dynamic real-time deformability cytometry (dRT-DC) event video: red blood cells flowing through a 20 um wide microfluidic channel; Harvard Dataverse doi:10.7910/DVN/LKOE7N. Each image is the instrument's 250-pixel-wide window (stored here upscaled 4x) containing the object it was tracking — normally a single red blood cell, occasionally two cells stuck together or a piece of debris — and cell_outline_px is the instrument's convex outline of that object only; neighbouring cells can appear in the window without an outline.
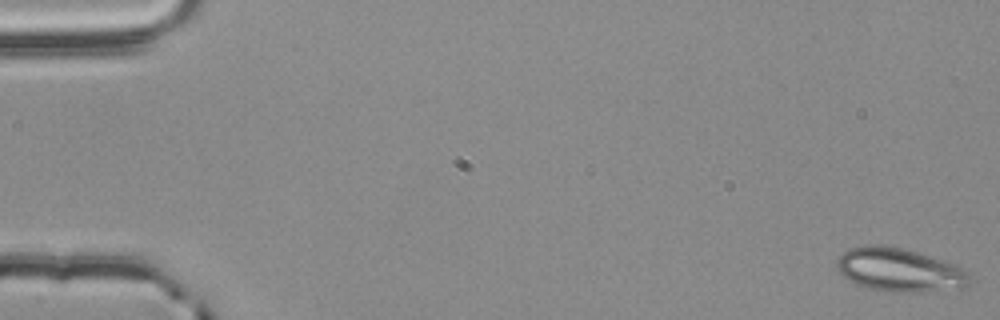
{"species": "common noctule bat (a hibernating species)", "species_latin": "Nyctalus noctula", "temperature_condition": "room temperature", "stored_images_in_passage": 56, "camera_frame_rate_fps": 3000, "um_per_image_px": 0.085, "animal": {"sex": "male", "body_mass_g": 20.4}, "frame": {"image": 1, "passage_image": 1, "time_ms": 0.0, "image_size_px": [1000, 320], "cell_outline_px": [[972, 280], [964, 288], [924, 292], [892, 292], [864, 288], [848, 280], [836, 268], [836, 260], [848, 248], [872, 244], [876, 244], [900, 248], [916, 252], [944, 260], [956, 264], [964, 268], [972, 276]], "centroid_in_image_um": [76.48, 22.96], "position_along_channel_um": 8.5, "area_um2": 34.1}}
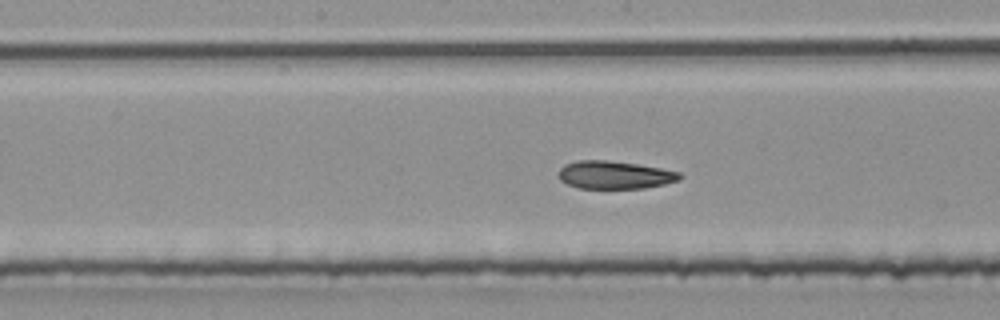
{"frame": {"image": 2, "passage_image": 29, "time_ms": 9.333, "image_size_px": [1000, 320], "cell_outline_px": [[684, 176], [680, 180], [664, 184], [644, 188], [580, 188], [568, 184], [560, 180], [556, 172], [564, 164], [576, 160], [608, 160], [636, 164], [660, 168], [680, 172]], "centroid_in_image_um": [52.23, 14.86], "position_along_channel_um": 196.0, "area_um2": 19.83}}
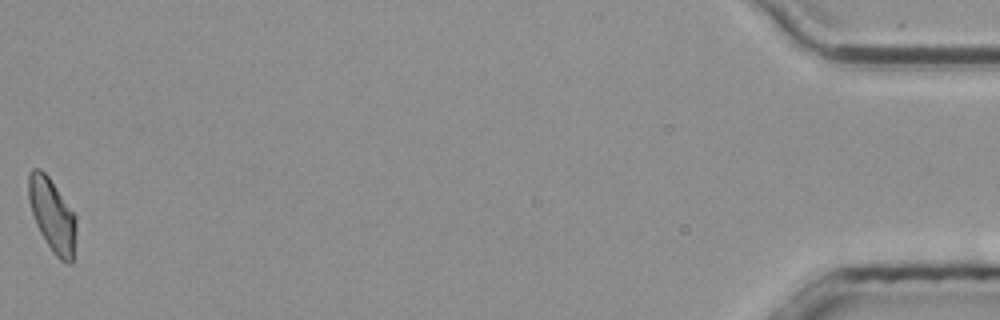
{"frame": {"image": 3, "passage_image": 56, "time_ms": 18.333, "image_size_px": [1000, 320], "cell_outline_px": [[76, 232], [72, 260], [68, 264], [60, 260], [52, 252], [40, 232], [36, 224], [28, 200], [28, 172], [32, 168], [40, 168], [48, 176], [76, 216]], "centroid_in_image_um": [4.42, 18.27], "position_along_channel_um": 430.8, "area_um2": 20.23}, "authors_computed_cell_mechanics": {"area_um2": 20.7213, "velocity_mm_per_s": 3.7729, "shape_relaxation_time_tau1_ms": 2.9706, "shape_relaxation_time_tau2_ms": 2.4572, "deformation_change_tau1": 0.1237, "deformation_change_tau2": 0.0927}}